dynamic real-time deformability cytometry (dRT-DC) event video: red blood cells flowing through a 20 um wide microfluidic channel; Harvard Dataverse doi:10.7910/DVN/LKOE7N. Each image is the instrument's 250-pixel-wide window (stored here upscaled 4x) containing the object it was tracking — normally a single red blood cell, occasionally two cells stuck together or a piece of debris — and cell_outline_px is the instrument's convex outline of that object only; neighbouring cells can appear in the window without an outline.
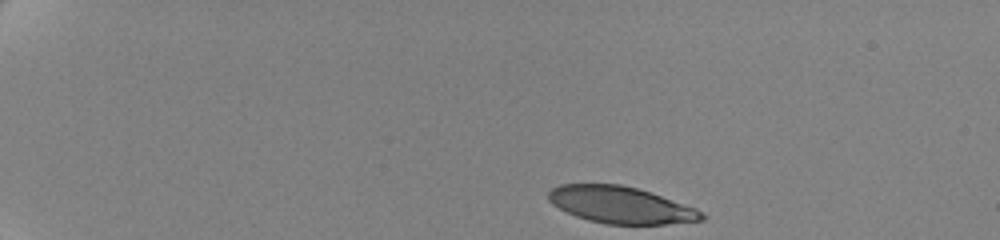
{"species": "human", "species_latin": "Homo sapiens", "temperature_condition": "cold", "stored_images_in_passage": 33, "camera_frame_rate_fps": 3000, "um_per_image_px": 0.085, "donor": {"sex": "female"}, "frame": {"image": 1, "passage_image": 1, "time_ms": 0.0, "image_size_px": [1000, 240], "cell_outline_px": [[708, 216], [704, 220], [664, 224], [608, 224], [588, 220], [576, 216], [552, 204], [548, 200], [548, 192], [552, 188], [560, 184], [620, 184], [636, 188], [696, 208]], "centroid_in_image_um": [52.76, 17.42], "position_along_channel_um": 32.2, "area_um2": 32.6}}
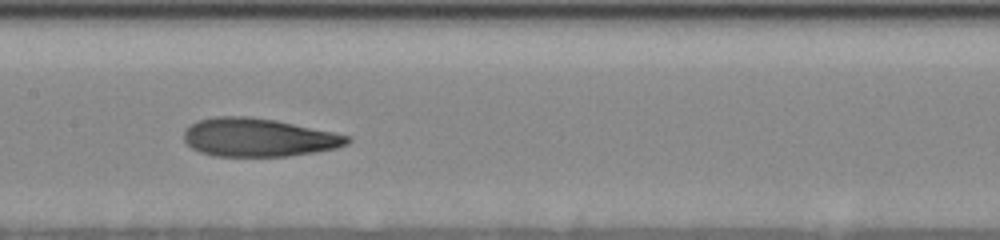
{"frame": {"image": 2, "passage_image": 17, "time_ms": 7.333, "image_size_px": [1000, 240], "cell_outline_px": [[352, 140], [348, 144], [336, 148], [316, 152], [288, 156], [212, 156], [200, 152], [192, 148], [184, 140], [184, 132], [196, 120], [212, 116], [248, 116], [276, 120], [352, 136]], "centroid_in_image_um": [21.98, 11.68], "position_along_channel_um": 185.4, "area_um2": 36.7}}
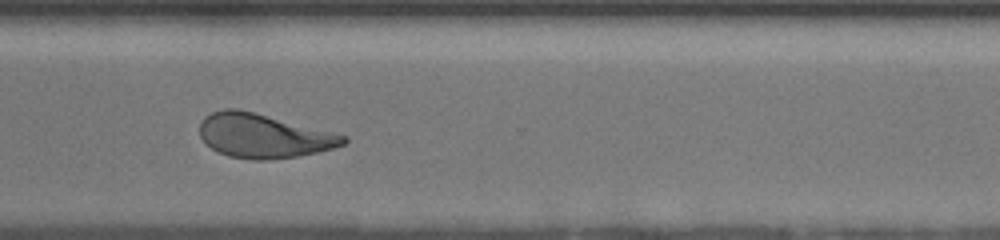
{"frame": {"image": 3, "passage_image": 32, "time_ms": 12.0, "image_size_px": [1000, 240], "cell_outline_px": [[348, 140], [344, 144], [320, 152], [296, 156], [268, 160], [252, 160], [228, 156], [212, 148], [200, 136], [200, 120], [204, 116], [212, 112], [224, 108], [236, 108], [256, 112], [348, 136]], "centroid_in_image_um": [22.39, 11.53], "position_along_channel_um": 348.2, "area_um2": 36.99}}